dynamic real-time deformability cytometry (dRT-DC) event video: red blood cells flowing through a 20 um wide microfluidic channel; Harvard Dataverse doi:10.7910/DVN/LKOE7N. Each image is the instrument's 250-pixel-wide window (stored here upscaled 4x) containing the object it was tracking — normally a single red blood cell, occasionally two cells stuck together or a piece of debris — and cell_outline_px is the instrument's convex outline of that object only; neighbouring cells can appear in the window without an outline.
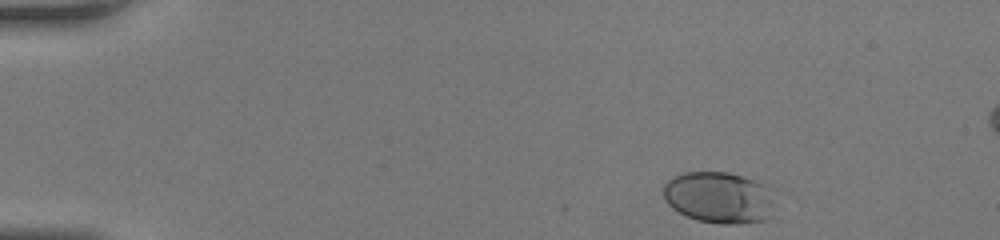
{"species": "human", "species_latin": "Homo sapiens", "temperature_condition": "room temperature", "stored_images_in_passage": 40, "camera_frame_rate_fps": 3000, "um_per_image_px": 0.085, "donor": {"sex": "female"}, "frame": {"image": 1, "passage_image": 1, "time_ms": 0.0, "image_size_px": [1000, 240], "cell_outline_px": [[768, 188], [764, 220], [740, 224], [720, 224], [696, 220], [672, 208], [664, 200], [664, 184], [672, 176], [684, 172], [728, 172], [764, 184]], "centroid_in_image_um": [60.94, 16.77], "position_along_channel_um": 24.1, "area_um2": 32.31}}
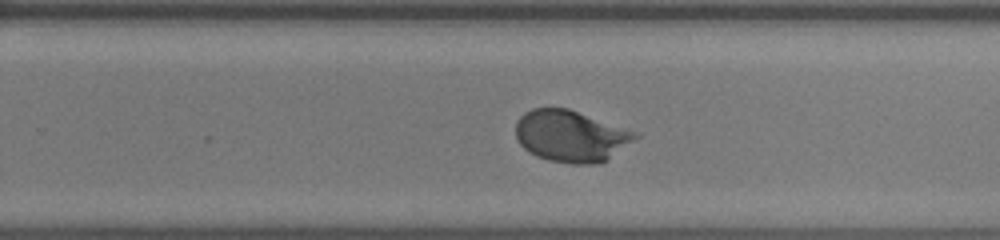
{"frame": {"image": 2, "passage_image": 25, "time_ms": 8.0, "image_size_px": [1000, 240], "cell_outline_px": [[640, 136], [608, 160], [600, 164], [572, 164], [548, 160], [536, 156], [528, 152], [516, 140], [516, 120], [524, 112], [532, 108], [568, 108], [640, 132]], "centroid_in_image_um": [48.55, 11.57], "position_along_channel_um": 281.3, "area_um2": 36.53}}
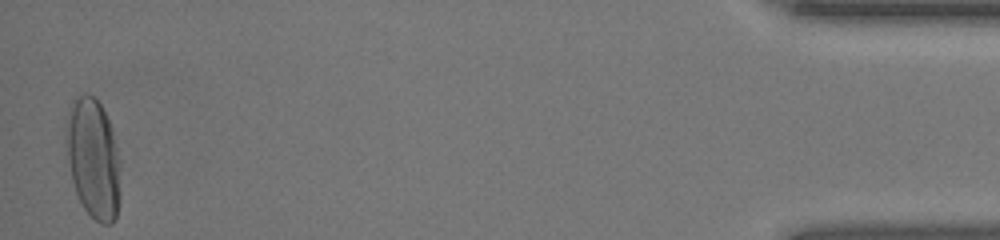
{"frame": {"image": 3, "passage_image": 40, "time_ms": 13.0, "image_size_px": [1000, 240], "cell_outline_px": [[120, 200], [116, 216], [112, 224], [100, 224], [84, 208], [76, 192], [72, 180], [68, 164], [64, 132], [64, 120], [72, 100], [80, 92], [88, 92], [100, 104], [112, 128], [120, 160]], "centroid_in_image_um": [7.9, 13.42], "position_along_channel_um": 427.3, "area_um2": 38.84}}